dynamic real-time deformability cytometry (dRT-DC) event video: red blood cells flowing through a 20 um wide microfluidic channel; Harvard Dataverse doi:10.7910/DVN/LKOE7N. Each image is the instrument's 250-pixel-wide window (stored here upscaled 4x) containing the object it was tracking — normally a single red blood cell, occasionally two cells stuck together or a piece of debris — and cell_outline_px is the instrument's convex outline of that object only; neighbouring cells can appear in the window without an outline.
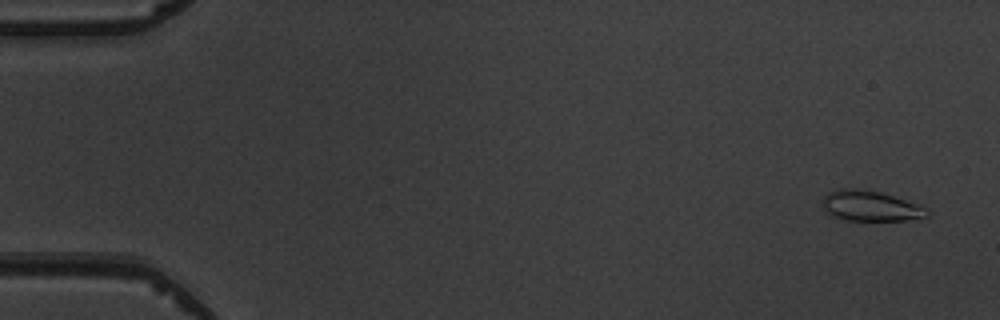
{"species": "common noctule bat (a hibernating species)", "species_latin": "Nyctalus noctula", "temperature_condition": "warm", "stored_images_in_passage": 5, "camera_frame_rate_fps": 3000, "um_per_image_px": 0.085, "animal": {"sex": "male", "body_mass_g": 19.5, "forearm_length_mm": 54.6}, "frame": {"image": 1, "passage_image": 1, "time_ms": 0.0, "image_size_px": [1000, 320], "cell_outline_px": [[932, 212], [928, 216], [908, 220], [844, 220], [828, 212], [824, 208], [824, 196], [828, 192], [840, 188], [856, 188], [880, 192], [920, 204], [928, 208]], "centroid_in_image_um": [74.06, 17.5], "position_along_channel_um": 10.9, "area_um2": 18.5}}